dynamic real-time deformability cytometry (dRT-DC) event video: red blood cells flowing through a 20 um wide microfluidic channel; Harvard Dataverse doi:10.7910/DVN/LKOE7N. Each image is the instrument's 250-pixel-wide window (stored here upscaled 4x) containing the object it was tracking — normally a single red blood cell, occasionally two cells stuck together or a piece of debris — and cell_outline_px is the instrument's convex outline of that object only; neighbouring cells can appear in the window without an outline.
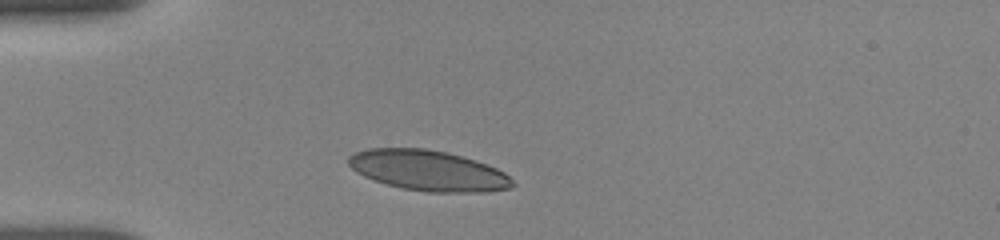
{"species": "human", "species_latin": "Homo sapiens", "temperature_condition": "room temperature", "stored_images_in_passage": 13, "camera_frame_rate_fps": 3000, "um_per_image_px": 0.085, "donor": {"sex": "female"}, "frame": {"image": 1, "passage_image": 1, "time_ms": 0.0, "image_size_px": [1000, 240], "cell_outline_px": [[516, 184], [512, 188], [488, 192], [428, 192], [404, 188], [388, 184], [364, 176], [356, 172], [348, 164], [348, 156], [356, 152], [368, 148], [424, 148], [448, 152], [476, 160], [488, 164], [504, 172]], "centroid_in_image_um": [36.43, 14.49], "position_along_channel_um": 48.6, "area_um2": 38.73}}
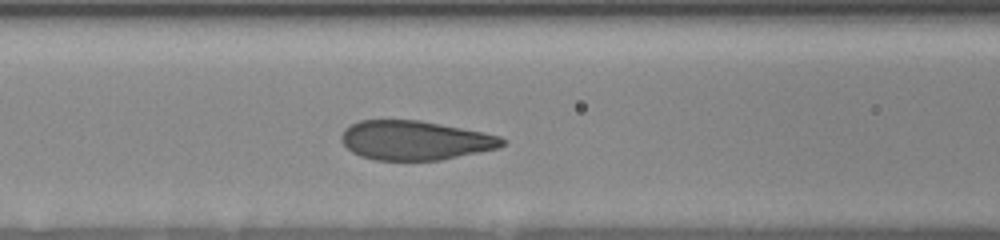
{"frame": {"image": 2, "passage_image": 8, "time_ms": 2.667, "image_size_px": [1000, 240], "cell_outline_px": [[508, 140], [500, 148], [440, 160], [376, 160], [360, 156], [352, 152], [340, 140], [340, 136], [344, 128], [348, 124], [360, 120], [420, 120], [484, 132], [500, 136]], "centroid_in_image_um": [35.28, 11.92], "position_along_channel_um": 131.3, "area_um2": 37.11}}
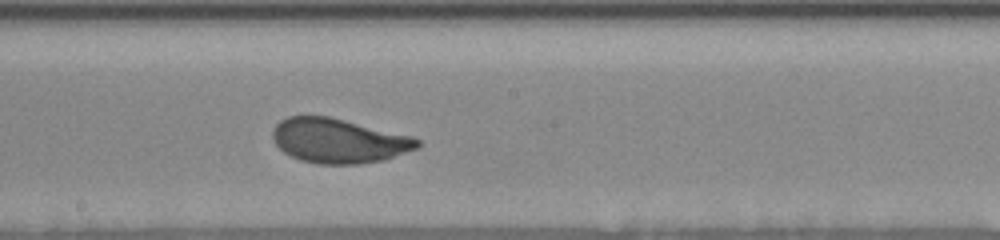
{"frame": {"image": 3, "passage_image": 13, "time_ms": 5.0, "image_size_px": [1000, 240], "cell_outline_px": [[420, 148], [384, 160], [360, 164], [316, 164], [300, 160], [284, 152], [272, 140], [272, 128], [280, 120], [288, 116], [328, 116], [412, 136], [420, 140]], "centroid_in_image_um": [28.79, 11.97], "position_along_channel_um": 219.4, "area_um2": 37.74}}